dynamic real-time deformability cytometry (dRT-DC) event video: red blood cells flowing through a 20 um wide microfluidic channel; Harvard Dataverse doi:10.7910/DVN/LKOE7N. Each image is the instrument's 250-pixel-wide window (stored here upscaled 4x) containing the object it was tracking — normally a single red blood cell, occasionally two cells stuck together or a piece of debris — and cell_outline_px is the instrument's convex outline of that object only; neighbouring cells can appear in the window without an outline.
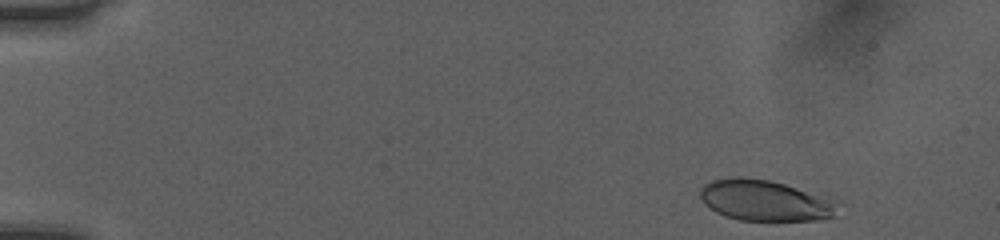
{"species": "human", "species_latin": "Homo sapiens", "temperature_condition": "room temperature", "stored_images_in_passage": 46, "camera_frame_rate_fps": 3000, "um_per_image_px": 0.085, "donor": {"sex": "female"}, "frame": {"image": 1, "passage_image": 1, "time_ms": 0.0, "image_size_px": [1000, 240], "cell_outline_px": [[836, 216], [820, 220], [740, 220], [724, 216], [716, 212], [704, 204], [700, 196], [700, 188], [704, 184], [712, 180], [740, 176], [768, 180], [784, 184], [824, 200], [832, 204], [836, 208]], "centroid_in_image_um": [64.84, 17.05], "position_along_channel_um": 20.2, "area_um2": 31.67}}
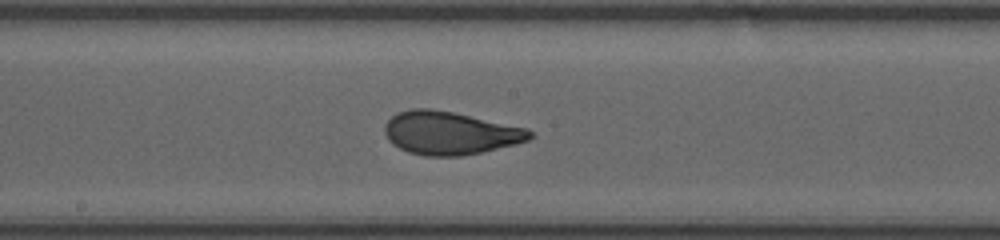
{"frame": {"image": 2, "passage_image": 24, "time_ms": 7.667, "image_size_px": [1000, 240], "cell_outline_px": [[532, 136], [528, 140], [516, 144], [480, 152], [460, 156], [424, 156], [408, 152], [392, 144], [388, 140], [384, 132], [384, 124], [396, 112], [408, 108], [432, 108], [452, 112], [528, 128], [532, 132]], "centroid_in_image_um": [38.2, 11.3], "position_along_channel_um": 210.0, "area_um2": 36.53}}
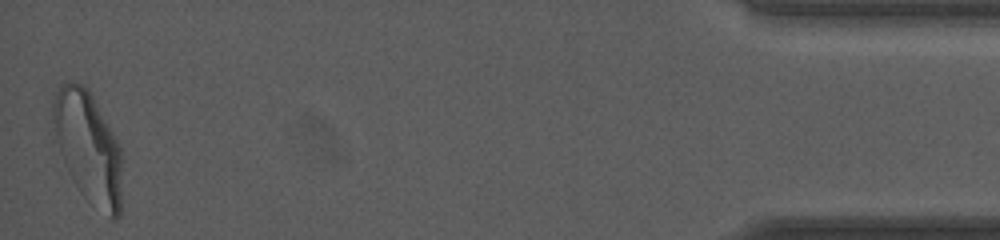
{"frame": {"image": 3, "passage_image": 46, "time_ms": 15.0, "image_size_px": [1000, 240], "cell_outline_px": [[120, 216], [116, 220], [112, 220], [84, 196], [80, 192], [72, 180], [64, 164], [60, 152], [56, 136], [52, 116], [52, 100], [60, 84], [64, 80], [72, 80], [88, 88], [120, 144]], "centroid_in_image_um": [7.47, 12.47], "position_along_channel_um": 427.7, "area_um2": 44.56}, "authors_computed_cell_mechanics": {"area_um2": 35.836, "velocity_mm_per_s": 4.0625, "shape_relaxation_time_tau1_ms": 5.1867, "shape_relaxation_time_tau2_ms": null, "deformation_change_tau1": 0.1812, "deformation_change_tau2": null}}